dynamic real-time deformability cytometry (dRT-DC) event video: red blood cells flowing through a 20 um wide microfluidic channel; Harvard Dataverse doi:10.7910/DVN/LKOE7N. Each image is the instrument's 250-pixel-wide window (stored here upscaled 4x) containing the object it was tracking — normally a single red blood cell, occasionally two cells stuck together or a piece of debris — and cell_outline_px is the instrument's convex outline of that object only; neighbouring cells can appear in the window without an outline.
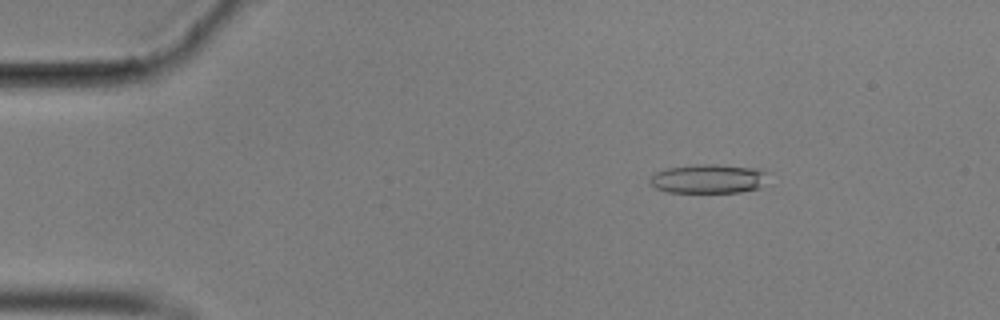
{"species": "common noctule bat (a hibernating species)", "species_latin": "Nyctalus noctula", "temperature_condition": "cold", "stored_images_in_passage": 52, "camera_frame_rate_fps": 3000, "um_per_image_px": 0.085, "animal": {"sex": "male", "body_mass_g": 17.9}, "frame": {"image": 1, "passage_image": 4, "time_ms": 1.0, "image_size_px": [1000, 320], "cell_outline_px": [[772, 184], [760, 188], [740, 192], [668, 192], [656, 188], [648, 180], [656, 172], [668, 168], [696, 164], [716, 164], [760, 168], [764, 172]], "centroid_in_image_um": [60.32, 15.19], "position_along_channel_um": 24.7, "area_um2": 20.4}}
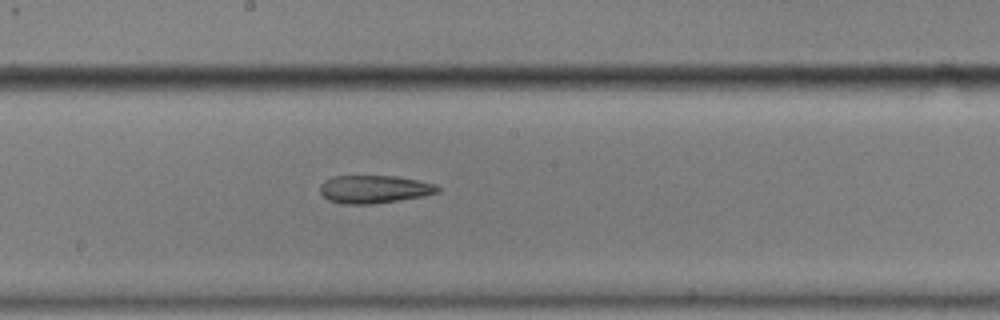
{"frame": {"image": 2, "passage_image": 26, "time_ms": 8.333, "image_size_px": [1000, 320], "cell_outline_px": [[440, 192], [424, 196], [372, 204], [344, 204], [328, 200], [320, 192], [320, 184], [324, 180], [332, 176], [396, 176], [436, 184], [440, 188]], "centroid_in_image_um": [31.8, 16.08], "position_along_channel_um": 216.4, "area_um2": 19.19}}
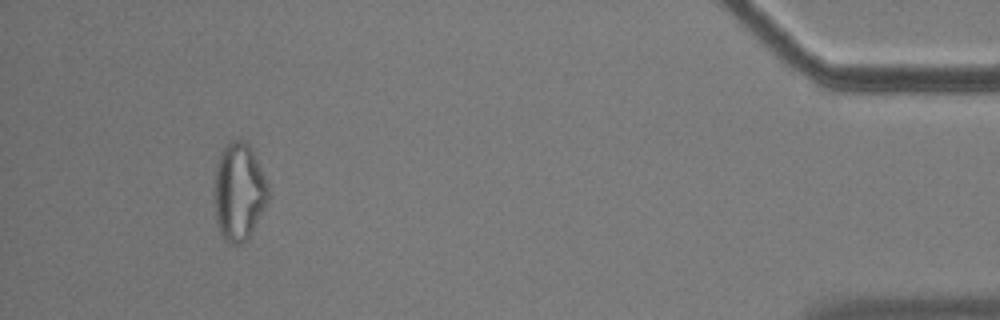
{"frame": {"image": 3, "passage_image": 48, "time_ms": 15.667, "image_size_px": [1000, 320], "cell_outline_px": [[268, 200], [252, 232], [240, 244], [228, 244], [224, 240], [216, 224], [216, 164], [220, 152], [232, 140], [244, 140], [248, 144], [268, 184]], "centroid_in_image_um": [20.31, 16.33], "position_along_channel_um": 414.9, "area_um2": 30.0}, "authors_computed_cell_mechanics": {"area_um2": 21.1837, "velocity_mm_per_s": 3.5634, "shape_relaxation_time_tau1_ms": null, "shape_relaxation_time_tau2_ms": 6.7542, "deformation_change_tau1": null, "deformation_change_tau2": 0.1764}}